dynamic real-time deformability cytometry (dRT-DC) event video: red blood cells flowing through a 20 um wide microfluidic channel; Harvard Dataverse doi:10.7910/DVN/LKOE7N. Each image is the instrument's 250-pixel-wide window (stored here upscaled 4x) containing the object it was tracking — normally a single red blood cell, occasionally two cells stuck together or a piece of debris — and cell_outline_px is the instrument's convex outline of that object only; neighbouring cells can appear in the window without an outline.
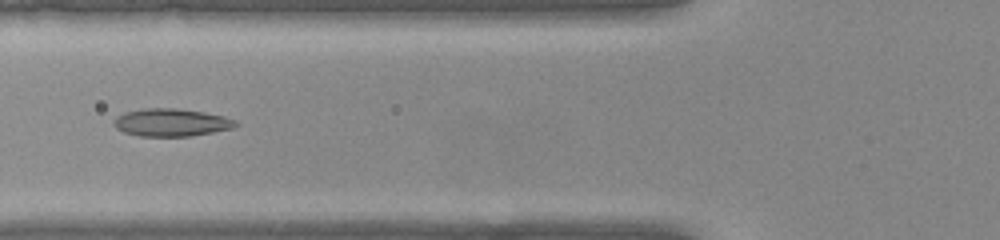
{"species": "common noctule bat (a hibernating species)", "species_latin": "Nyctalus noctula", "temperature_condition": "warm", "stored_images_in_passage": 47, "camera_frame_rate_fps": 3000, "um_per_image_px": 0.085, "animal": {"sex": "female", "body_mass_g": 22.0, "forearm_length_mm": 56.7}, "frame": {"image": 1, "passage_image": 15, "time_ms": 4.667, "image_size_px": [1000, 240], "cell_outline_px": [[240, 124], [232, 128], [192, 136], [140, 136], [124, 132], [116, 128], [112, 124], [112, 120], [116, 116], [124, 112], [144, 108], [176, 108], [204, 112], [224, 116], [236, 120]], "centroid_in_image_um": [14.54, 10.4], "position_along_channel_um": 111.3, "area_um2": 19.83}}
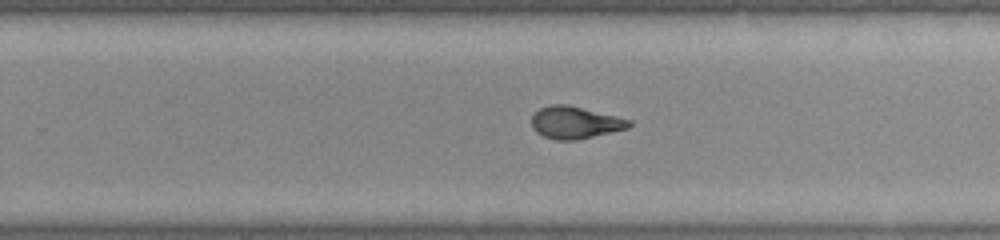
{"frame": {"image": 2, "passage_image": 28, "time_ms": 9.0, "image_size_px": [1000, 240], "cell_outline_px": [[632, 124], [628, 128], [576, 140], [556, 140], [544, 136], [536, 132], [532, 128], [532, 116], [540, 108], [552, 104], [568, 104], [632, 120]], "centroid_in_image_um": [48.88, 10.41], "position_along_channel_um": 280.9, "area_um2": 18.21}}
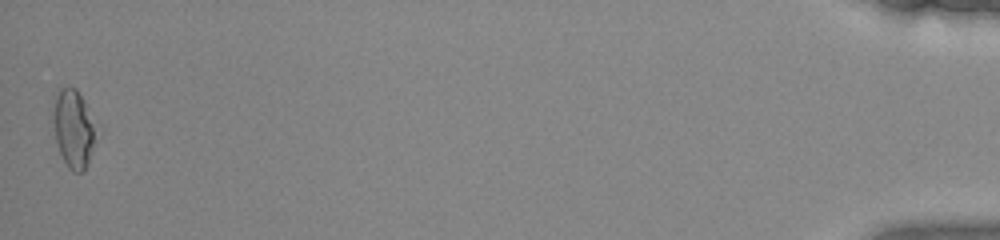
{"frame": {"image": 3, "passage_image": 47, "time_ms": 15.333, "image_size_px": [1000, 240], "cell_outline_px": [[104, 128], [88, 164], [84, 172], [72, 172], [68, 168], [60, 152], [56, 140], [52, 120], [52, 112], [56, 96], [60, 88], [76, 88]], "centroid_in_image_um": [6.39, 10.96], "position_along_channel_um": 428.8, "area_um2": 21.1}, "authors_computed_cell_mechanics": {"area_um2": 18.6694, "velocity_mm_per_s": 3.9256, "shape_relaxation_time_tau1_ms": null, "shape_relaxation_time_tau2_ms": 1.4308, "deformation_change_tau1": null, "deformation_change_tau2": 0.0801}}